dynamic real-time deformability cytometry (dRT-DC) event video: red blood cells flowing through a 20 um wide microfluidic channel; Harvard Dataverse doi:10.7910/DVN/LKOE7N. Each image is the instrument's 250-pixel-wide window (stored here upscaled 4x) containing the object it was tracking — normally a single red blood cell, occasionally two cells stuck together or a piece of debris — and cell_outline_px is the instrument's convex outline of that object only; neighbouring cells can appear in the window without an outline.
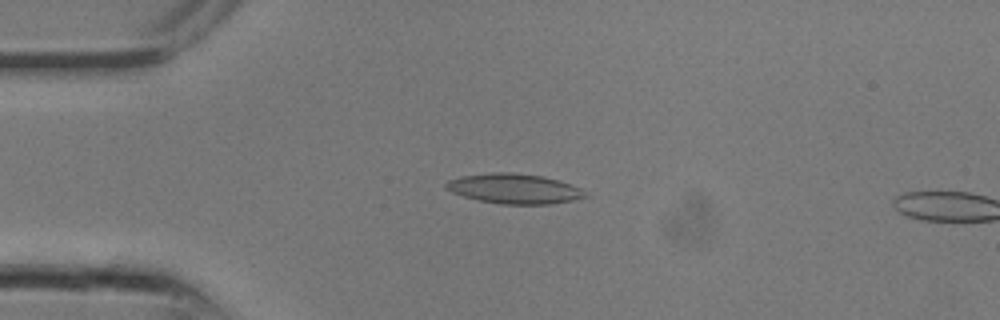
{"species": "common noctule bat (a hibernating species)", "species_latin": "Nyctalus noctula", "temperature_condition": "room temperature", "stored_images_in_passage": 4, "camera_frame_rate_fps": 3000, "um_per_image_px": 0.085, "animal": {"sex": "male", "body_mass_g": 13.3}, "frame": {"image": 1, "passage_image": 3, "time_ms": 0.667, "image_size_px": [1000, 320], "cell_outline_px": [[588, 196], [572, 200], [548, 204], [500, 204], [480, 200], [464, 196], [452, 192], [444, 188], [444, 184], [448, 180], [460, 176], [492, 172], [512, 172], [540, 176], [556, 180], [580, 188], [588, 192]], "centroid_in_image_um": [43.67, 16.03], "position_along_channel_um": 41.3, "area_um2": 24.1}}